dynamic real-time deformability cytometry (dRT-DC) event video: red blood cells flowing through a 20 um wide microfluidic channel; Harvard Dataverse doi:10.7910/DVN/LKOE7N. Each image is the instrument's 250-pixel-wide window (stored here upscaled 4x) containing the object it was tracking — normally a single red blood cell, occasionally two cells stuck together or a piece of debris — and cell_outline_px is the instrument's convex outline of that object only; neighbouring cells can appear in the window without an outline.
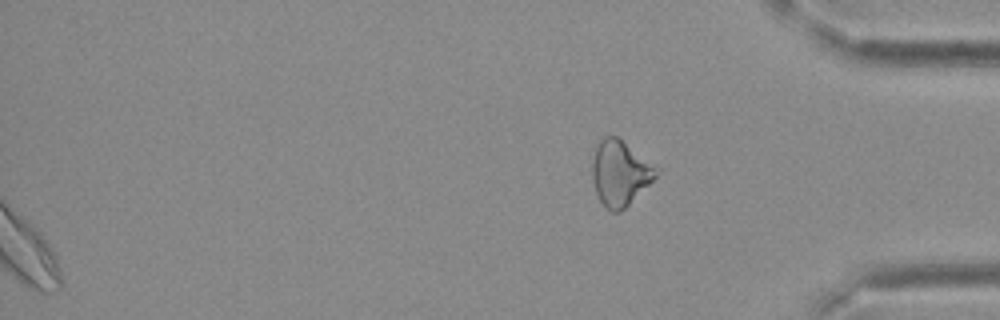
{"species": "Egyptian fruit bat (a non-hibernating species)", "species_latin": "Rousettus aegyptiacus", "temperature_condition": "cold", "stored_images_in_passage": 37, "segment_of_instrument_passage": [2, 2], "camera_frame_rate_fps": 3000, "um_per_image_px": 0.085, "frame": {"image": 1, "passage_image": 37, "time_ms": 12.0, "image_size_px": [1000, 320], "cell_outline_px": [[660, 172], [620, 212], [612, 212], [604, 208], [596, 192], [592, 176], [592, 160], [596, 144], [604, 136], [616, 136], [656, 164]], "centroid_in_image_um": [52.69, 14.69], "position_along_channel_um": 382.5, "area_um2": 24.28}}